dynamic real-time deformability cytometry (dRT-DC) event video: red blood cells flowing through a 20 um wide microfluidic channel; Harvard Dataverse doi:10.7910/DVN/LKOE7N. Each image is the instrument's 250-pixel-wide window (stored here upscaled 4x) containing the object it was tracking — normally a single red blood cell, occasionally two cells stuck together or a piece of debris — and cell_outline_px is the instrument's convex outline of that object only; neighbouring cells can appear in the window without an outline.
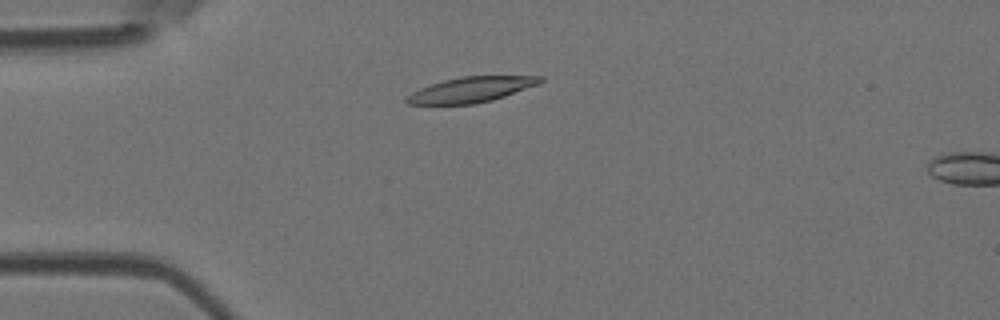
{"species": "Egyptian fruit bat (a non-hibernating species)", "species_latin": "Rousettus aegyptiacus", "temperature_condition": "room temperature", "stored_images_in_passage": 3, "camera_frame_rate_fps": 3000, "um_per_image_px": 0.085, "animal": {"sex": "female"}, "frame": {"image": 1, "passage_image": 3, "time_ms": 0.667, "image_size_px": [1000, 320], "cell_outline_px": [[544, 80], [540, 84], [492, 100], [476, 104], [408, 104], [404, 100], [404, 96], [420, 88], [444, 80], [460, 76], [544, 76]], "centroid_in_image_um": [40.05, 7.62], "position_along_channel_um": 45.0, "area_um2": 19.77}}